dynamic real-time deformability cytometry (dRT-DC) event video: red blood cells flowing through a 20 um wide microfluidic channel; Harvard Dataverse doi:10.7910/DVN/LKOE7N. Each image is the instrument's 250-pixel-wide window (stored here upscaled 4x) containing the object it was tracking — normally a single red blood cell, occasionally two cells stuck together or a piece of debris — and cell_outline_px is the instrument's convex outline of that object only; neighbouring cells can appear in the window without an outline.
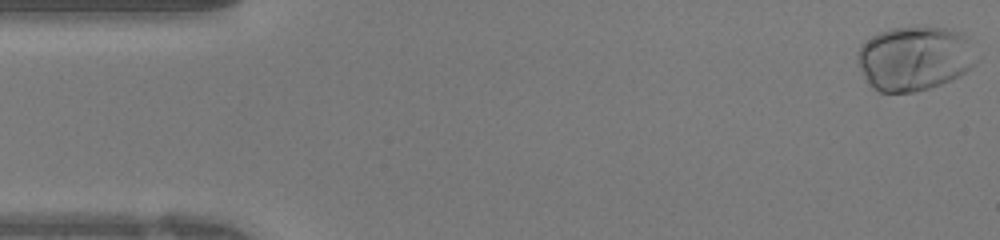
{"species": "human", "species_latin": "Homo sapiens", "temperature_condition": "warm", "stored_images_in_passage": 42, "camera_frame_rate_fps": 3000, "um_per_image_px": 0.085, "donor": {"sex": "female"}, "frame": {"image": 1, "passage_image": 1, "time_ms": 0.0, "image_size_px": [1000, 240], "cell_outline_px": [[980, 60], [976, 64], [960, 76], [952, 80], [916, 92], [880, 92], [872, 88], [868, 84], [856, 60], [856, 56], [860, 44], [872, 36], [888, 28], [916, 24], [948, 28], [964, 32], [968, 36], [980, 56]], "centroid_in_image_um": [77.79, 4.91], "position_along_channel_um": 7.2, "area_um2": 46.3}}
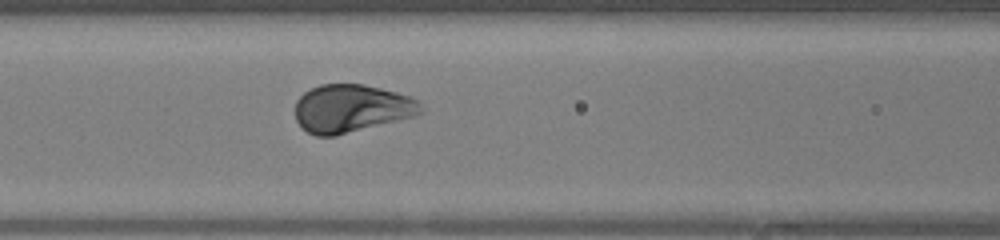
{"frame": {"image": 2, "passage_image": 17, "time_ms": 5.333, "image_size_px": [1000, 240], "cell_outline_px": [[424, 112], [416, 116], [336, 136], [316, 136], [300, 128], [296, 120], [296, 100], [304, 92], [320, 84], [364, 84], [396, 92], [420, 100], [424, 108]], "centroid_in_image_um": [29.89, 9.23], "position_along_channel_um": 136.7, "area_um2": 35.49}}
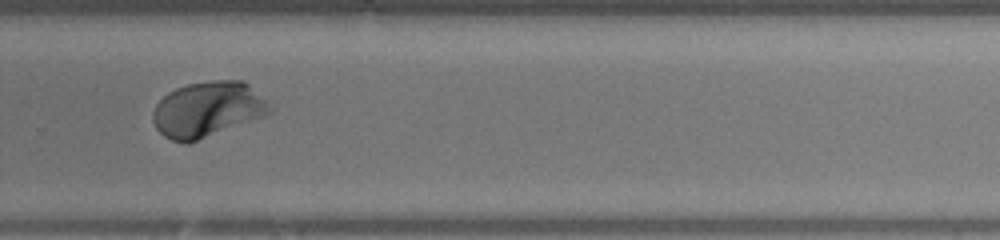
{"frame": {"image": 3, "passage_image": 28, "time_ms": 9.0, "image_size_px": [1000, 240], "cell_outline_px": [[272, 112], [264, 116], [188, 144], [184, 144], [172, 140], [164, 136], [156, 128], [152, 120], [152, 112], [156, 104], [168, 92], [176, 88], [188, 84], [212, 80], [244, 80], [272, 108]], "centroid_in_image_um": [17.61, 9.31], "position_along_channel_um": 312.2, "area_um2": 37.63}}